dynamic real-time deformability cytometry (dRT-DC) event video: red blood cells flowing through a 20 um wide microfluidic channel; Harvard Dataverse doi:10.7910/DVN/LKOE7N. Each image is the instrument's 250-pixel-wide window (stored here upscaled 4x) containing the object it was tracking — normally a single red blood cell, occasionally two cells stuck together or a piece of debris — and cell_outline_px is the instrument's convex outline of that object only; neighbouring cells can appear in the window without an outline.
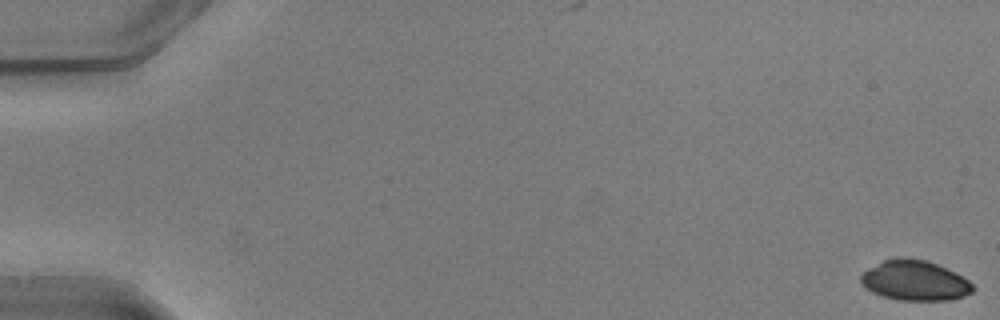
{"species": "common noctule bat (a hibernating species)", "species_latin": "Nyctalus noctula", "temperature_condition": "warm", "stored_images_in_passage": 19, "camera_frame_rate_fps": 3000, "um_per_image_px": 0.085, "animal": {"sex": "male", "body_mass_g": 20.5, "forearm_length_mm": 52.5}, "frame": {"image": 1, "passage_image": 1, "time_ms": 0.0, "image_size_px": [1000, 320], "cell_outline_px": [[972, 292], [964, 296], [952, 300], [900, 300], [884, 296], [872, 292], [860, 284], [860, 276], [868, 268], [884, 260], [896, 256], [900, 256], [924, 260], [936, 264], [956, 272], [968, 280], [972, 284]], "centroid_in_image_um": [77.74, 23.84], "position_along_channel_um": 7.3, "area_um2": 26.18}}